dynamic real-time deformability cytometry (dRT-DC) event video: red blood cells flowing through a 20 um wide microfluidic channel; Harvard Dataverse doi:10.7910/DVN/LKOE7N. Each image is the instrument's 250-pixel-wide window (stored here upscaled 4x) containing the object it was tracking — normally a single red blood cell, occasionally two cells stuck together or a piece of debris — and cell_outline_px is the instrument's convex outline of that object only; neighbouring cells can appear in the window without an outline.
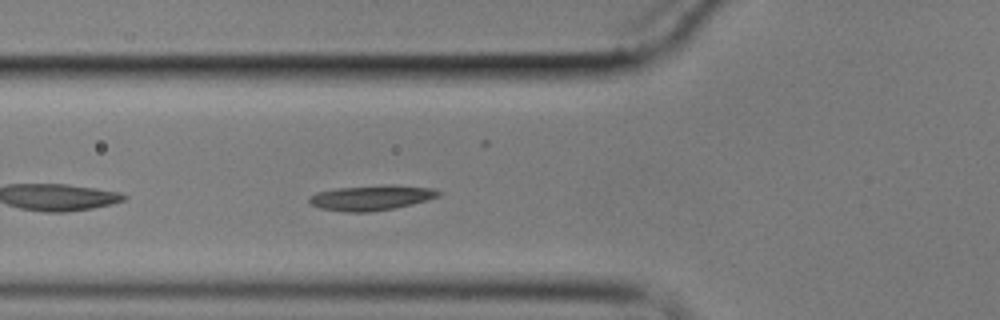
{"species": "common noctule bat (a hibernating species)", "species_latin": "Nyctalus noctula", "temperature_condition": "cold", "stored_images_in_passage": 45, "camera_frame_rate_fps": 3000, "um_per_image_px": 0.085, "animal": {"sex": "male", "body_mass_g": 17.9}, "frame": {"image": 1, "passage_image": 6, "time_ms": 1.667, "image_size_px": [1000, 320], "cell_outline_px": [[444, 192], [440, 196], [428, 200], [412, 204], [392, 208], [368, 212], [344, 212], [320, 208], [312, 204], [308, 200], [308, 196], [316, 192], [336, 188], [392, 184], [432, 188]], "centroid_in_image_um": [31.58, 16.79], "position_along_channel_um": 94.2, "area_um2": 19.07}}
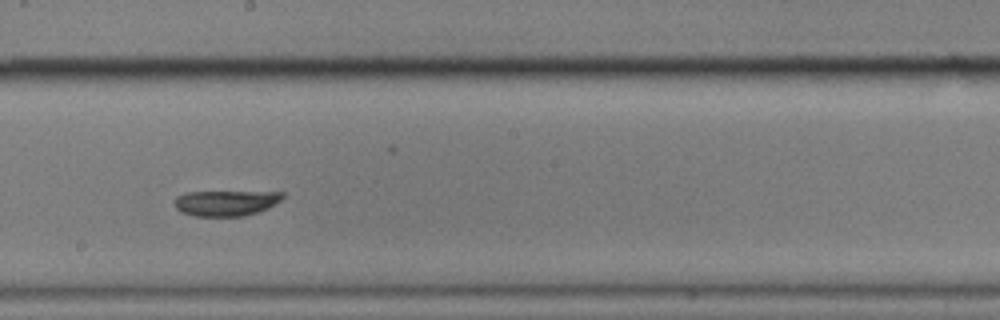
{"frame": {"image": 2, "passage_image": 18, "time_ms": 5.667, "image_size_px": [1000, 320], "cell_outline_px": [[284, 196], [280, 200], [268, 208], [244, 216], [196, 216], [184, 212], [176, 208], [176, 196], [184, 192], [284, 192]], "centroid_in_image_um": [19.21, 17.24], "position_along_channel_um": 229.0, "area_um2": 15.84}}
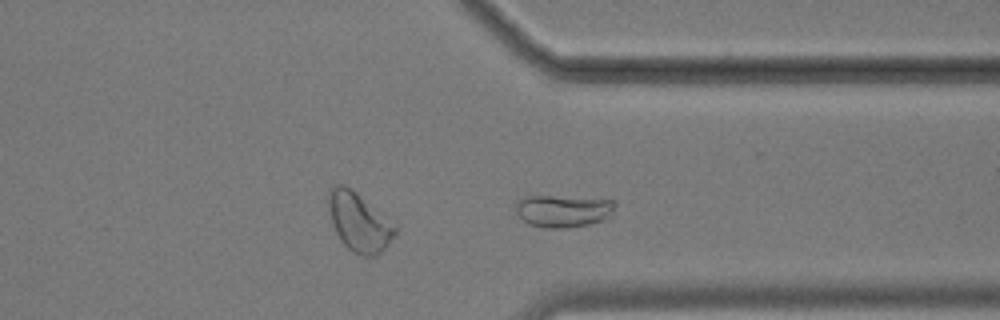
{"frame": {"image": 3, "passage_image": 30, "time_ms": 9.667, "image_size_px": [1000, 320], "cell_outline_px": [[616, 204], [612, 212], [604, 220], [588, 224], [564, 228], [544, 228], [528, 224], [516, 212], [516, 200], [528, 196], [552, 196], [616, 200]], "centroid_in_image_um": [47.86, 17.93], "position_along_channel_um": 363.5, "area_um2": 18.61}}